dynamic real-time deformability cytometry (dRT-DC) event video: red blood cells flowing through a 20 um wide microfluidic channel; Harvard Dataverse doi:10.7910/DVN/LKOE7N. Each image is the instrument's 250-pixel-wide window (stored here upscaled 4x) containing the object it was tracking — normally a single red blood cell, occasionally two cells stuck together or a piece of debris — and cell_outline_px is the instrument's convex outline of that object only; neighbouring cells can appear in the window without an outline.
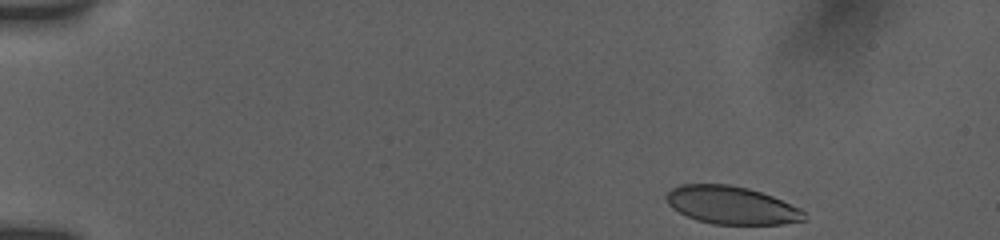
{"species": "human", "species_latin": "Homo sapiens", "temperature_condition": "room temperature", "stored_images_in_passage": 48, "camera_frame_rate_fps": 3000, "um_per_image_px": 0.085, "donor": {"sex": "female"}, "frame": {"image": 1, "passage_image": 1, "time_ms": 0.0, "image_size_px": [1000, 240], "cell_outline_px": [[808, 220], [784, 224], [712, 224], [696, 220], [672, 208], [668, 204], [664, 196], [672, 188], [680, 184], [728, 184], [748, 188], [772, 196], [800, 208], [808, 216]], "centroid_in_image_um": [62.19, 17.45], "position_along_channel_um": 22.8, "area_um2": 30.58}}
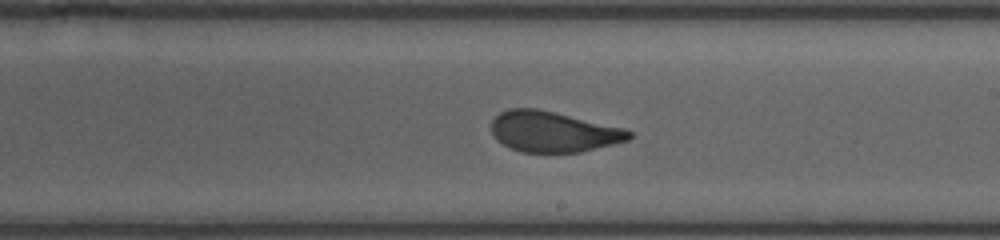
{"frame": {"image": 2, "passage_image": 27, "time_ms": 8.667, "image_size_px": [1000, 240], "cell_outline_px": [[632, 136], [628, 140], [580, 152], [520, 152], [496, 140], [492, 132], [492, 120], [500, 112], [508, 108], [536, 108], [628, 128], [632, 132]], "centroid_in_image_um": [47.04, 11.18], "position_along_channel_um": 242.0, "area_um2": 32.66}}
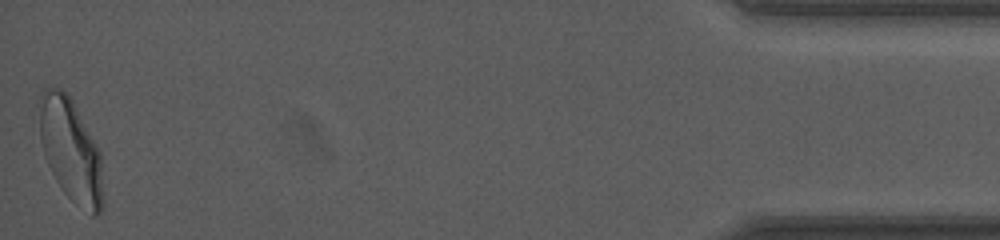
{"frame": {"image": 3, "passage_image": 48, "time_ms": 15.667, "image_size_px": [1000, 240], "cell_outline_px": [[104, 208], [96, 216], [92, 216], [72, 200], [60, 188], [44, 156], [40, 140], [36, 104], [40, 92], [56, 84], [72, 100], [100, 148], [104, 196]], "centroid_in_image_um": [6.0, 12.74], "position_along_channel_um": 429.2, "area_um2": 39.36}, "authors_computed_cell_mechanics": {"area_um2": 33.5529, "velocity_mm_per_s": 3.8312, "shape_relaxation_time_tau1_ms": 5.3784, "shape_relaxation_time_tau2_ms": 0.8263, "deformation_change_tau1": 0.156, "deformation_change_tau2": 0.0543}}